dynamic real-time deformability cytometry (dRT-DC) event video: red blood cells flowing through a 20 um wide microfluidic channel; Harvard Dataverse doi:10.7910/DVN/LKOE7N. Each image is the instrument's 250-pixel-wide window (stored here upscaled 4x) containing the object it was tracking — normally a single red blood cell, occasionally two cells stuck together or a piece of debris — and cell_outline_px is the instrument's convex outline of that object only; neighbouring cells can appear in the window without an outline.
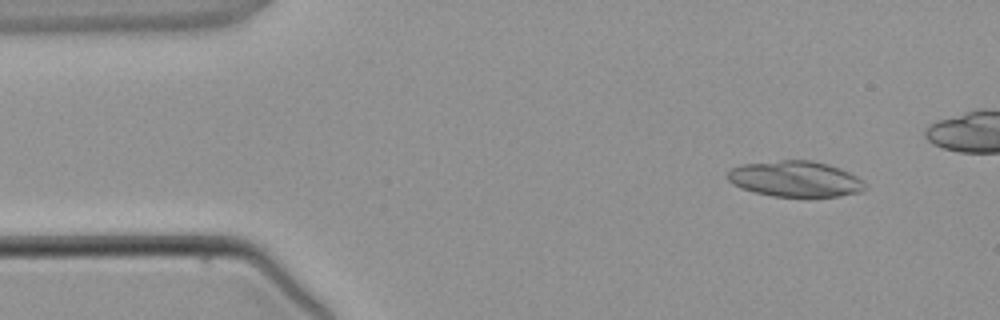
{"species": "common noctule bat (a hibernating species)", "species_latin": "Nyctalus noctula", "temperature_condition": "warm", "stored_images_in_passage": 4, "camera_frame_rate_fps": 3000, "um_per_image_px": 0.085, "animal": {"sex": "male", "body_mass_g": 21.5, "forearm_length_mm": 52.0}, "frame": {"image": 1, "passage_image": 2, "time_ms": 1.0, "image_size_px": [1000, 320], "cell_outline_px": [[868, 188], [864, 192], [840, 196], [772, 196], [740, 188], [732, 184], [728, 180], [728, 172], [732, 168], [740, 164], [780, 160], [812, 160], [828, 164], [840, 168], [856, 176]], "centroid_in_image_um": [67.61, 15.2], "position_along_channel_um": 17.4, "area_um2": 28.73}}